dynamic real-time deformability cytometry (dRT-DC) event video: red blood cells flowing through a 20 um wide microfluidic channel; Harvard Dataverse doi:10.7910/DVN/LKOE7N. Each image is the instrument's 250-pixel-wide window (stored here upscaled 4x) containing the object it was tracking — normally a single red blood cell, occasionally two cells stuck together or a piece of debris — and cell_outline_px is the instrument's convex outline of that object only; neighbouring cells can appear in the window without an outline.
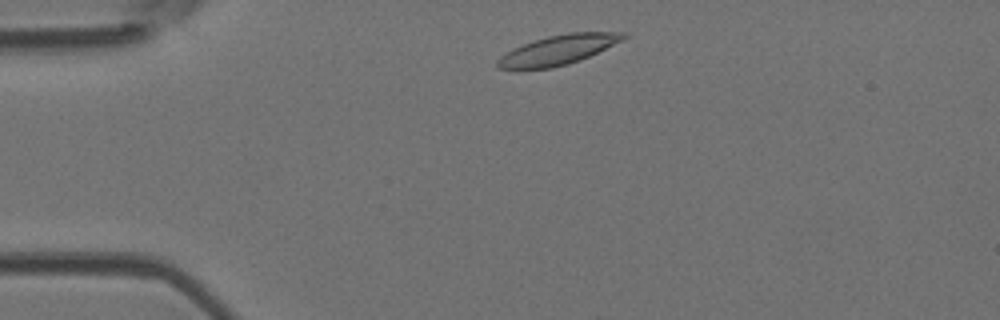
{"species": "Egyptian fruit bat (a non-hibernating species)", "species_latin": "Rousettus aegyptiacus", "temperature_condition": "room temperature", "stored_images_in_passage": 2, "camera_frame_rate_fps": 3000, "um_per_image_px": 0.085, "animal": {"sex": "female"}, "frame": {"image": 1, "passage_image": 1, "time_ms": 0.0, "image_size_px": [1000, 320], "cell_outline_px": [[628, 36], [624, 40], [580, 60], [568, 64], [552, 68], [496, 68], [496, 60], [500, 56], [512, 48], [548, 36], [568, 32], [628, 32]], "centroid_in_image_um": [47.48, 4.23], "position_along_channel_um": 37.5, "area_um2": 21.62}}